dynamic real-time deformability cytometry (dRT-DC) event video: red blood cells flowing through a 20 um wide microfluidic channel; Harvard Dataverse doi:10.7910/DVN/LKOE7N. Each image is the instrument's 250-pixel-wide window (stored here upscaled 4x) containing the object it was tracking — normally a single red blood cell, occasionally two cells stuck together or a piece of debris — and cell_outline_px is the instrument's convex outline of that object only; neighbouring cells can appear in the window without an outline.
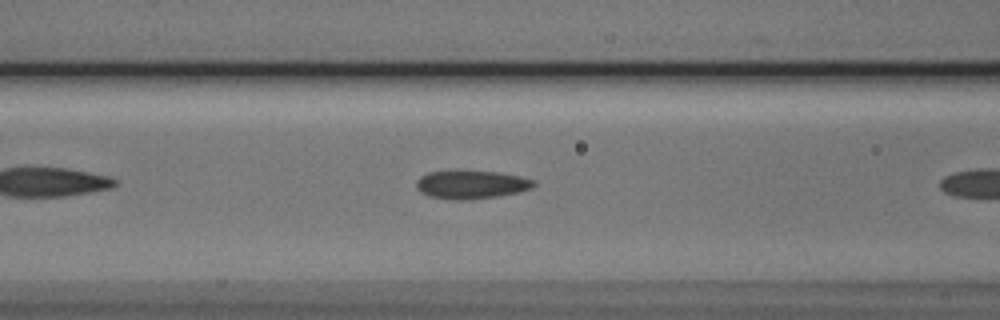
{"species": "Egyptian fruit bat (a non-hibernating species)", "species_latin": "Rousettus aegyptiacus", "temperature_condition": "cold", "stored_images_in_passage": 4, "segment_of_instrument_passage": [1, 2], "camera_frame_rate_fps": 3000, "um_per_image_px": 0.085, "animal": {"sex": "male"}, "frame": {"image": 1, "passage_image": 3, "time_ms": 3.333, "image_size_px": [1000, 320], "cell_outline_px": [[536, 184], [532, 188], [516, 192], [496, 196], [468, 200], [456, 200], [428, 196], [420, 192], [416, 188], [416, 180], [420, 176], [428, 172], [496, 172], [520, 176], [536, 180]], "centroid_in_image_um": [40.04, 15.7], "position_along_channel_um": 126.6, "area_um2": 19.07}}